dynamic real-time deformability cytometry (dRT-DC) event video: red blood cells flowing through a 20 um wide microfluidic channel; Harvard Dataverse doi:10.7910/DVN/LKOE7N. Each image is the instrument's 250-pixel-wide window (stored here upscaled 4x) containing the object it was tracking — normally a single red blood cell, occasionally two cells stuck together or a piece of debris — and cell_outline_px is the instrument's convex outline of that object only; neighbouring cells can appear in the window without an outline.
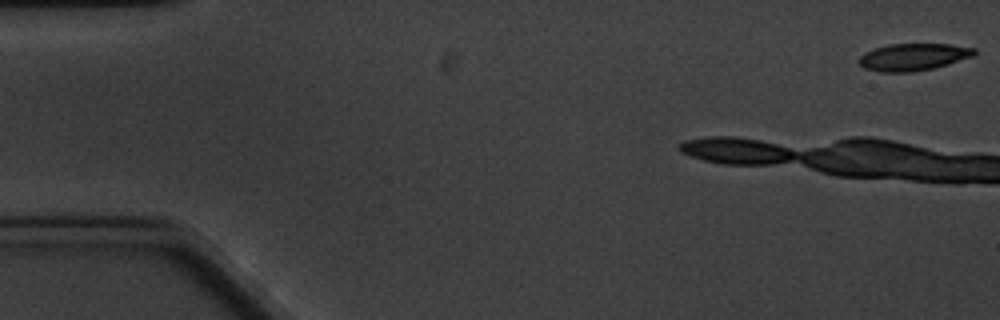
{"species": "common noctule bat (a hibernating species)", "species_latin": "Nyctalus noctula", "temperature_condition": "cold", "stored_images_in_passage": 8, "camera_frame_rate_fps": 3000, "um_per_image_px": 0.085, "animal": {"sex": "male", "body_mass_g": 20.1, "forearm_length_mm": 53.5}, "frame": {"image": 1, "passage_image": 1, "time_ms": 0.0, "image_size_px": [1000, 320], "cell_outline_px": [[976, 56], [948, 64], [932, 68], [912, 72], [880, 72], [864, 68], [856, 60], [864, 52], [888, 44], [948, 44], [976, 48]], "centroid_in_image_um": [77.63, 4.84], "position_along_channel_um": 7.4, "area_um2": 18.38}}